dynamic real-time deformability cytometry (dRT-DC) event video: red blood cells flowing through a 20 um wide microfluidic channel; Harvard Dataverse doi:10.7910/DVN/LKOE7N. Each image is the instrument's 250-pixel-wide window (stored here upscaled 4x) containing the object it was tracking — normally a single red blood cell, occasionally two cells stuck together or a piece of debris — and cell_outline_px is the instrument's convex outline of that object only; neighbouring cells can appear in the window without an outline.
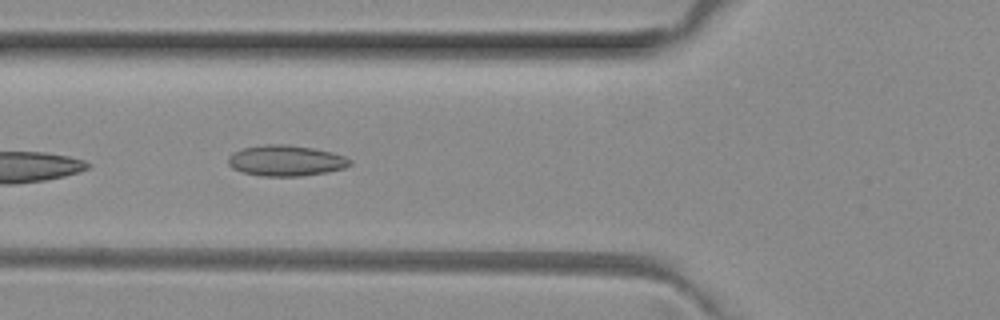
{"species": "common noctule bat (a hibernating species)", "species_latin": "Nyctalus noctula", "temperature_condition": "room temperature", "stored_images_in_passage": 5, "camera_frame_rate_fps": 3000, "um_per_image_px": 0.085, "animal": {"sex": "female", "body_mass_g": 29.2, "forearm_length_mm": 56.3}, "frame": {"image": 1, "passage_image": 5, "time_ms": 1.333, "image_size_px": [1000, 320], "cell_outline_px": [[352, 164], [344, 168], [328, 172], [300, 176], [260, 176], [244, 172], [232, 168], [228, 164], [228, 156], [232, 152], [244, 148], [268, 144], [288, 144], [312, 148], [332, 152], [344, 156], [352, 160]], "centroid_in_image_um": [24.31, 13.65], "position_along_channel_um": 101.5, "area_um2": 21.91}}